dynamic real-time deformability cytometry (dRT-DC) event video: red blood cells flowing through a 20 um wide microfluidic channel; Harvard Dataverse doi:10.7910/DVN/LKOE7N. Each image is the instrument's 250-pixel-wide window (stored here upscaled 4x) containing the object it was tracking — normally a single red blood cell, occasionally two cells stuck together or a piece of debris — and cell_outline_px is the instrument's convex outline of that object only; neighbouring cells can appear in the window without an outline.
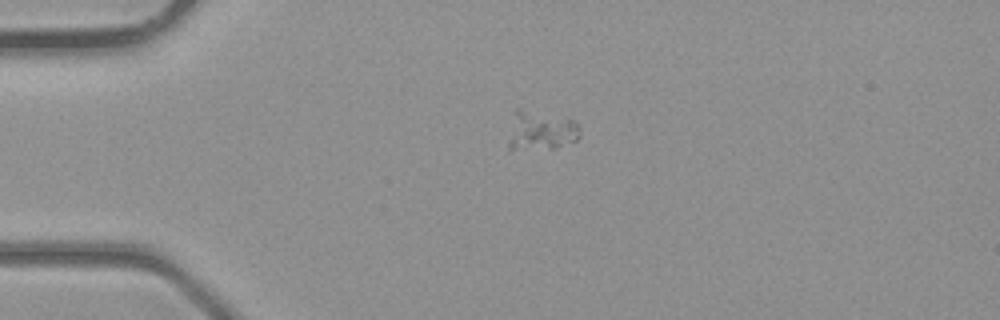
{"species": "common noctule bat (a hibernating species)", "species_latin": "Nyctalus noctula", "temperature_condition": "room temperature", "stored_images_in_passage": 32, "camera_frame_rate_fps": 3000, "um_per_image_px": 0.085, "animal": {"sex": "male", "body_mass_g": 23.1, "forearm_length_mm": 52.7}, "frame": {"image": 1, "passage_image": 1, "time_ms": 0.0, "image_size_px": [1000, 320], "cell_outline_px": [[580, 136], [576, 140], [556, 148], [508, 148], [508, 144], [516, 108], [520, 108], [572, 120], [580, 128]], "centroid_in_image_um": [46.0, 11.1], "position_along_channel_um": 39.0, "area_um2": 15.72}}
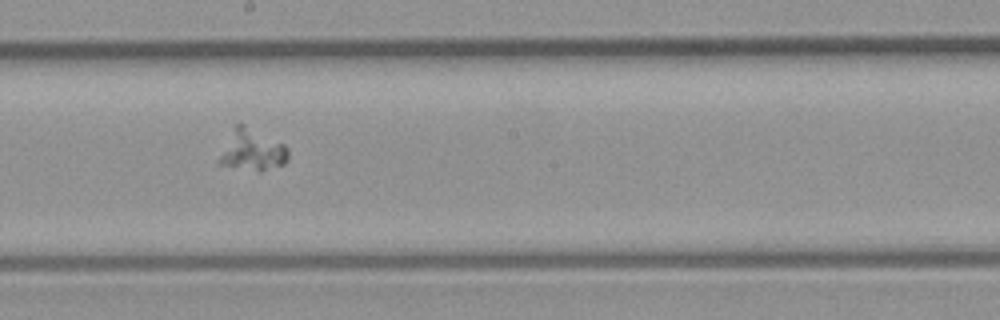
{"frame": {"image": 2, "passage_image": 14, "time_ms": 4.333, "image_size_px": [1000, 320], "cell_outline_px": [[288, 160], [284, 164], [260, 172], [220, 164], [220, 156], [236, 124], [240, 120], [284, 144], [288, 148]], "centroid_in_image_um": [21.5, 12.73], "position_along_channel_um": 226.7, "area_um2": 16.47}}
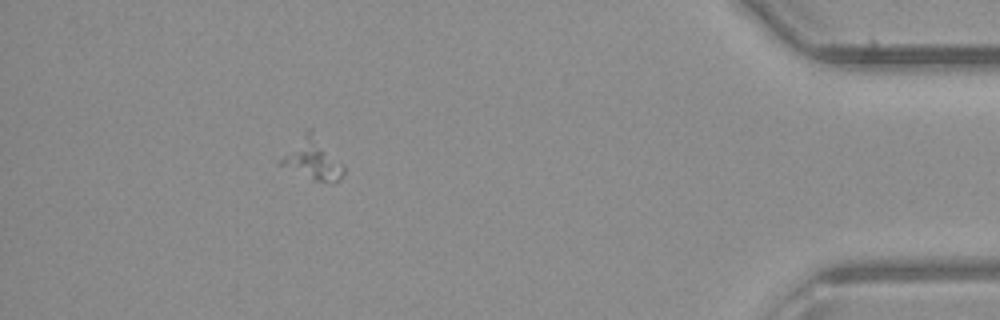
{"frame": {"image": 3, "passage_image": 28, "time_ms": 9.0, "image_size_px": [1000, 320], "cell_outline_px": [[344, 172], [340, 180], [312, 180], [276, 164], [304, 132], [308, 128], [312, 128], [344, 164]], "centroid_in_image_um": [26.58, 13.48], "position_along_channel_um": 408.6, "area_um2": 15.09}}